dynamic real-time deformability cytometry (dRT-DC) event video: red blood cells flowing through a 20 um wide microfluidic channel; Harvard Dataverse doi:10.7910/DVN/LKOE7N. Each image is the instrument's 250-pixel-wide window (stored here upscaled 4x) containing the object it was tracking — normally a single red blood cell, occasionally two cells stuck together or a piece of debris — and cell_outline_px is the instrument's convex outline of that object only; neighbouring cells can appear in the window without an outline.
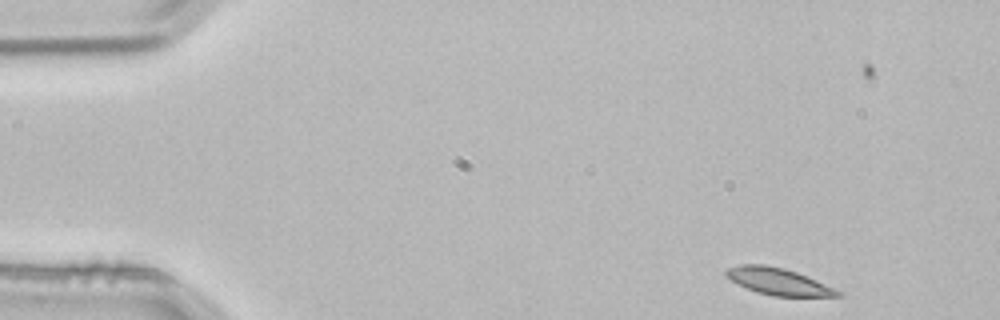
{"species": "common noctule bat (a hibernating species)", "species_latin": "Nyctalus noctula", "temperature_condition": "room temperature", "stored_images_in_passage": 3, "camera_frame_rate_fps": 3000, "um_per_image_px": 0.085, "animal": {"sex": "male", "body_mass_g": 21.5, "forearm_length_mm": 52.0}, "frame": {"image": 1, "passage_image": 1, "time_ms": 0.0, "image_size_px": [1000, 320], "cell_outline_px": [[844, 296], [772, 296], [756, 292], [732, 280], [724, 272], [728, 268], [740, 264], [764, 264], [784, 268], [796, 272], [844, 292]], "centroid_in_image_um": [66.19, 23.93], "position_along_channel_um": 18.8, "area_um2": 17.22}}
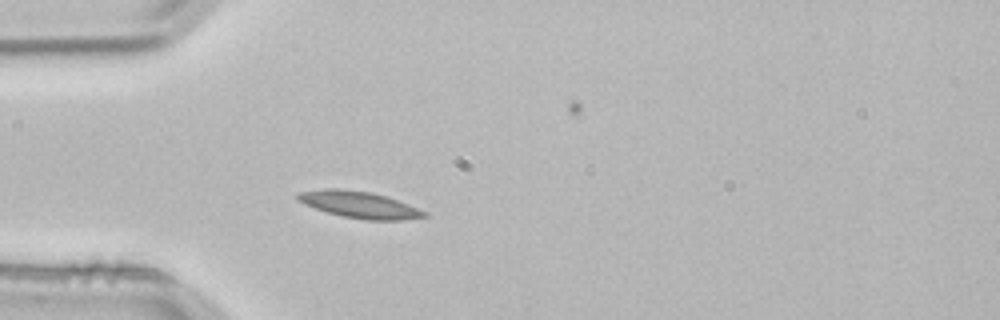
{"frame": {"image": 2, "passage_image": 3, "time_ms": 0.667, "image_size_px": [1000, 320], "cell_outline_px": [[428, 216], [400, 220], [368, 220], [344, 216], [328, 212], [304, 204], [296, 200], [296, 196], [300, 192], [324, 188], [344, 188], [372, 192], [388, 196], [428, 212]], "centroid_in_image_um": [30.56, 17.38], "position_along_channel_um": 54.4, "area_um2": 19.71}}